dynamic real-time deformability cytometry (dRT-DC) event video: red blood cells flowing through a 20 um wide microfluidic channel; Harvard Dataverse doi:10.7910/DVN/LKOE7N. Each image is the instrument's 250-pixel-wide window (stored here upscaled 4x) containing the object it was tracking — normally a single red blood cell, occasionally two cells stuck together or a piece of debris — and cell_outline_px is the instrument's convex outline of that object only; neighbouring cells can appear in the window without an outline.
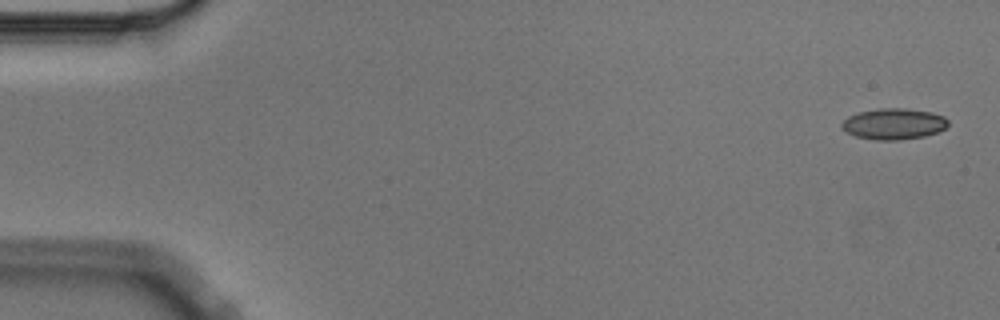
{"species": "Egyptian fruit bat (a non-hibernating species)", "species_latin": "Rousettus aegyptiacus", "temperature_condition": "cold", "stored_images_in_passage": 5, "camera_frame_rate_fps": 3000, "um_per_image_px": 0.085, "animal": {"sex": "male"}, "frame": {"image": 1, "passage_image": 1, "time_ms": 0.0, "image_size_px": [1000, 320], "cell_outline_px": [[948, 124], [944, 128], [936, 132], [924, 136], [900, 140], [876, 140], [856, 136], [848, 132], [840, 124], [848, 116], [860, 112], [880, 108], [904, 108], [932, 112], [944, 116], [948, 120]], "centroid_in_image_um": [75.98, 10.52], "position_along_channel_um": 9.0, "area_um2": 19.07}}
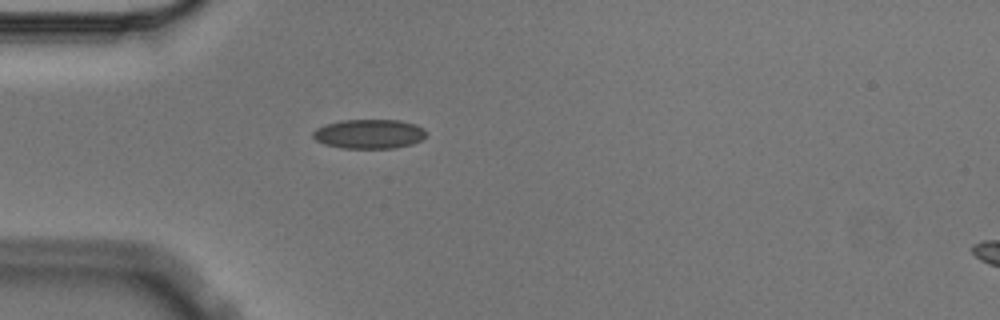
{"frame": {"image": 2, "passage_image": 5, "time_ms": 1.333, "image_size_px": [1000, 320], "cell_outline_px": [[428, 132], [420, 140], [412, 144], [392, 148], [344, 148], [324, 144], [316, 140], [312, 136], [312, 132], [316, 128], [324, 124], [344, 120], [400, 120], [416, 124], [424, 128]], "centroid_in_image_um": [31.38, 11.37], "position_along_channel_um": 53.6, "area_um2": 19.42}}